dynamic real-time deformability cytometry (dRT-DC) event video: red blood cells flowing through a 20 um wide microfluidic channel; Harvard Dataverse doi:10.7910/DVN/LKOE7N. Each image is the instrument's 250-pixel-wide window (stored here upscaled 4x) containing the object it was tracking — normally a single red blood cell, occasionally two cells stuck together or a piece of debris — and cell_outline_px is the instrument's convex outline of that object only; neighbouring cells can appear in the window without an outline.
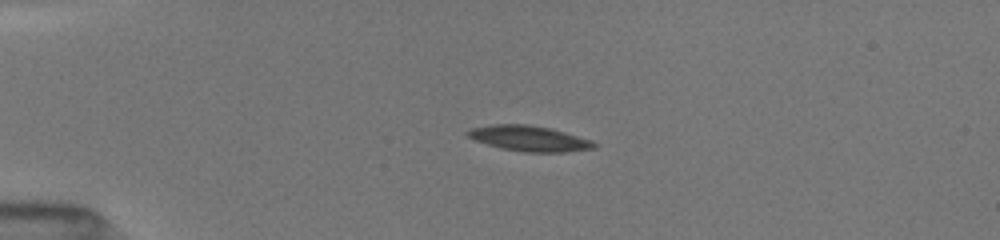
{"species": "common noctule bat (a hibernating species)", "species_latin": "Nyctalus noctula", "temperature_condition": "room temperature", "stored_images_in_passage": 18, "camera_frame_rate_fps": 3000, "um_per_image_px": 0.085, "animal": {"sex": "female", "body_mass_g": 19.5, "forearm_length_mm": 54.1}, "frame": {"image": 1, "passage_image": 1, "time_ms": 0.0, "image_size_px": [1000, 240], "cell_outline_px": [[596, 148], [564, 152], [524, 152], [500, 148], [476, 140], [468, 136], [464, 132], [472, 128], [492, 124], [528, 124], [552, 128], [592, 140], [596, 144]], "centroid_in_image_um": [45.0, 11.76], "position_along_channel_um": 40.0, "area_um2": 18.79}}
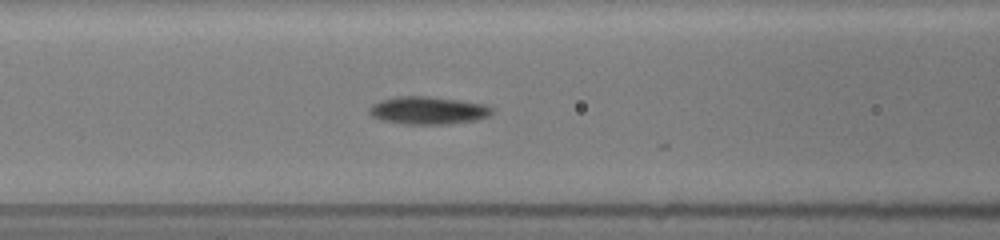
{"frame": {"image": 2, "passage_image": 11, "time_ms": 3.333, "image_size_px": [1000, 240], "cell_outline_px": [[496, 108], [488, 116], [476, 120], [448, 124], [404, 124], [380, 120], [372, 116], [368, 112], [368, 108], [372, 104], [380, 100], [396, 96], [428, 96], [460, 100], [488, 104]], "centroid_in_image_um": [36.4, 9.38], "position_along_channel_um": 130.2, "area_um2": 20.17}}
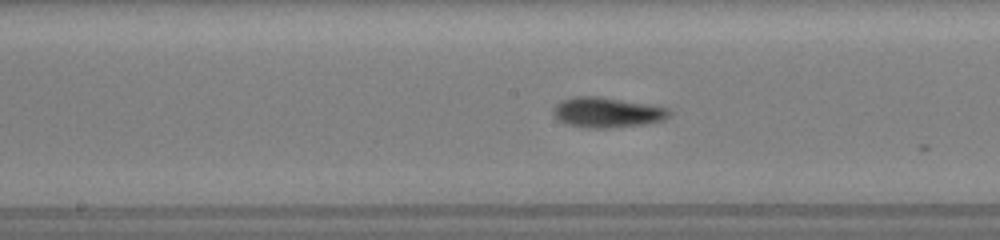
{"frame": {"image": 3, "passage_image": 16, "time_ms": 5.0, "image_size_px": [1000, 240], "cell_outline_px": [[672, 112], [664, 120], [648, 124], [608, 128], [588, 128], [564, 124], [552, 112], [552, 108], [560, 100], [576, 96], [600, 96], [672, 108]], "centroid_in_image_um": [51.62, 9.55], "position_along_channel_um": 196.6, "area_um2": 20.75}}